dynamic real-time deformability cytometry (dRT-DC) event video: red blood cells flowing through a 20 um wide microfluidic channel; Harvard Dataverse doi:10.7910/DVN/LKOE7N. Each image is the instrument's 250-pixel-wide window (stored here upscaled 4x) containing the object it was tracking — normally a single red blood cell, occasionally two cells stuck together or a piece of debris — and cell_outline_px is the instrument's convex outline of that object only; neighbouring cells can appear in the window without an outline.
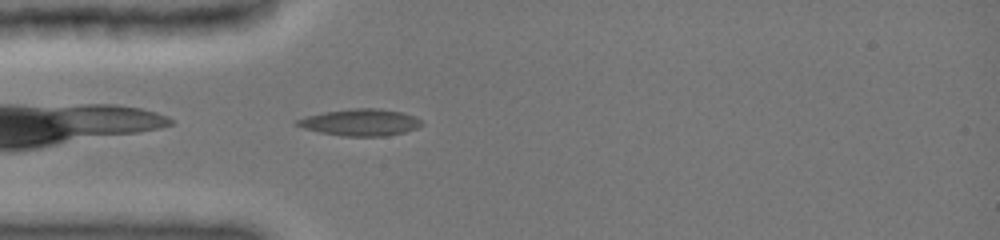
{"species": "common noctule bat (a hibernating species)", "species_latin": "Nyctalus noctula", "temperature_condition": "cold", "stored_images_in_passage": 24, "camera_frame_rate_fps": 3000, "um_per_image_px": 0.085, "animal": {"sex": "female", "body_mass_g": 19.0, "forearm_length_mm": 51.5}, "frame": {"image": 1, "passage_image": 2, "time_ms": 0.333, "image_size_px": [1000, 240], "cell_outline_px": [[424, 124], [416, 128], [404, 132], [384, 136], [344, 136], [320, 132], [304, 128], [292, 124], [292, 120], [304, 116], [324, 112], [352, 108], [380, 108], [404, 112], [424, 120]], "centroid_in_image_um": [30.61, 10.39], "position_along_channel_um": 54.4, "area_um2": 19.77}}
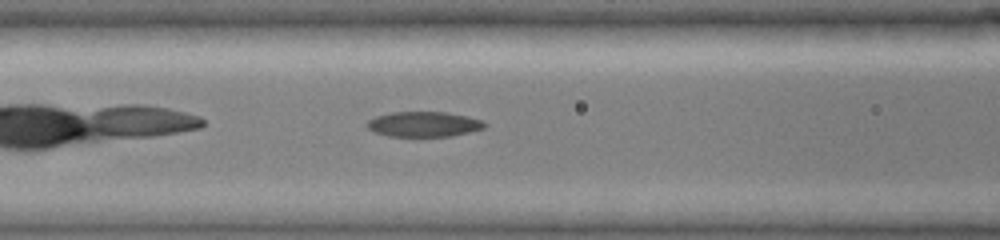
{"frame": {"image": 2, "passage_image": 8, "time_ms": 2.333, "image_size_px": [1000, 240], "cell_outline_px": [[488, 124], [484, 128], [452, 136], [388, 136], [376, 132], [368, 128], [368, 120], [376, 116], [392, 112], [444, 112], [468, 116], [484, 120]], "centroid_in_image_um": [36.07, 10.55], "position_along_channel_um": 130.5, "area_um2": 17.17}}
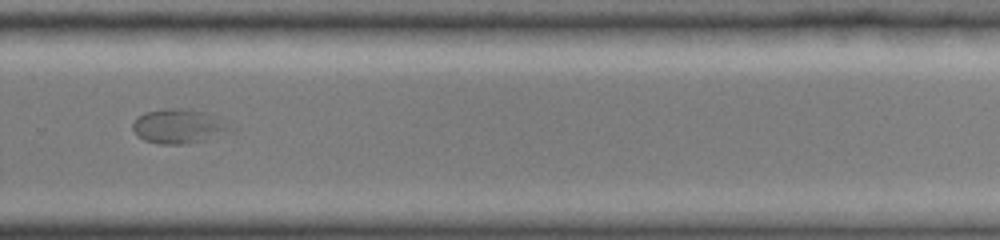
{"frame": {"image": 3, "passage_image": 22, "time_ms": 7.0, "image_size_px": [1000, 240], "cell_outline_px": [[240, 128], [236, 132], [204, 140], [184, 144], [160, 144], [144, 140], [136, 136], [132, 128], [132, 124], [144, 112], [164, 108], [188, 108], [204, 112]], "centroid_in_image_um": [15.28, 10.74], "position_along_channel_um": 314.5, "area_um2": 20.11}}